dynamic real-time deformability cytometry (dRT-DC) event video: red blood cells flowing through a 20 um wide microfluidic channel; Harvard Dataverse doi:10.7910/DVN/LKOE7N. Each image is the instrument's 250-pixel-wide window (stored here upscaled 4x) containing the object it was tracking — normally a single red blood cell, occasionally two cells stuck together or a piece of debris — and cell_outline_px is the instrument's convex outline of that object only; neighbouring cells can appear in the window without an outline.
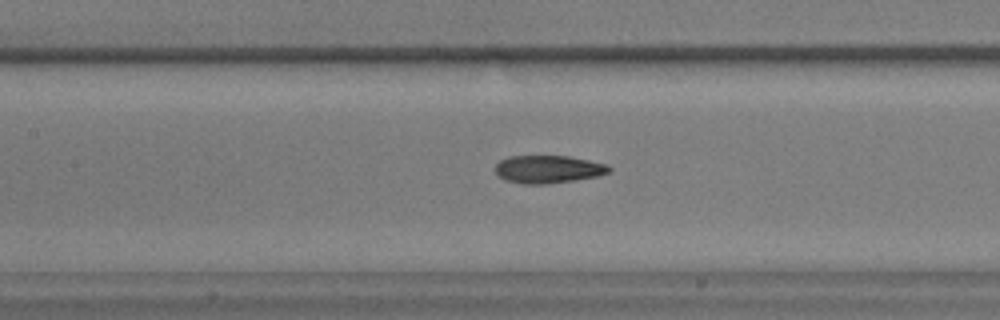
{"species": "common noctule bat (a hibernating species)", "species_latin": "Nyctalus noctula", "temperature_condition": "warm", "stored_images_in_passage": 41, "camera_frame_rate_fps": 3000, "um_per_image_px": 0.085, "animal": {"sex": "male", "body_mass_g": 17.9}, "frame": {"image": 1, "passage_image": 14, "time_ms": 4.333, "image_size_px": [1000, 320], "cell_outline_px": [[612, 172], [596, 176], [572, 180], [544, 184], [524, 184], [504, 180], [496, 176], [496, 164], [500, 160], [508, 156], [568, 156], [608, 164], [612, 168]], "centroid_in_image_um": [46.58, 14.38], "position_along_channel_um": 160.8, "area_um2": 18.5}}
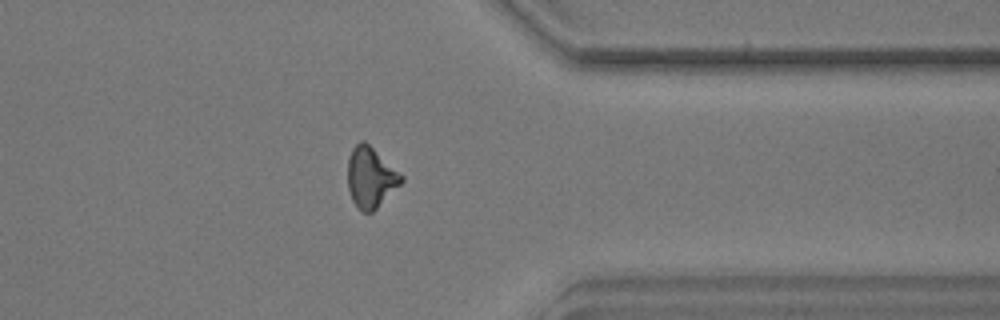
{"frame": {"image": 2, "passage_image": 33, "time_ms": 10.667, "image_size_px": [1000, 320], "cell_outline_px": [[404, 180], [372, 212], [364, 212], [352, 200], [348, 188], [348, 156], [352, 148], [360, 140], [364, 140], [404, 176]], "centroid_in_image_um": [31.49, 15.05], "position_along_channel_um": 379.9, "area_um2": 18.61}}
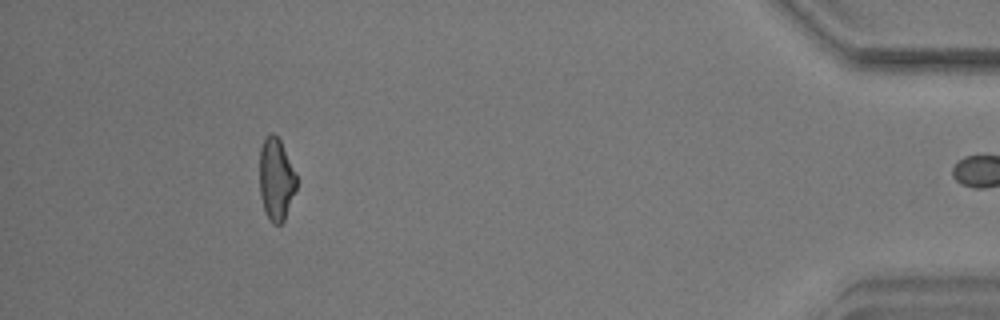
{"frame": {"image": 3, "passage_image": 40, "time_ms": 13.0, "image_size_px": [1000, 320], "cell_outline_px": [[296, 188], [284, 220], [280, 224], [272, 224], [264, 208], [260, 196], [260, 148], [264, 136], [272, 132], [280, 140], [296, 172]], "centroid_in_image_um": [23.46, 15.2], "position_along_channel_um": 411.7, "area_um2": 17.63}}